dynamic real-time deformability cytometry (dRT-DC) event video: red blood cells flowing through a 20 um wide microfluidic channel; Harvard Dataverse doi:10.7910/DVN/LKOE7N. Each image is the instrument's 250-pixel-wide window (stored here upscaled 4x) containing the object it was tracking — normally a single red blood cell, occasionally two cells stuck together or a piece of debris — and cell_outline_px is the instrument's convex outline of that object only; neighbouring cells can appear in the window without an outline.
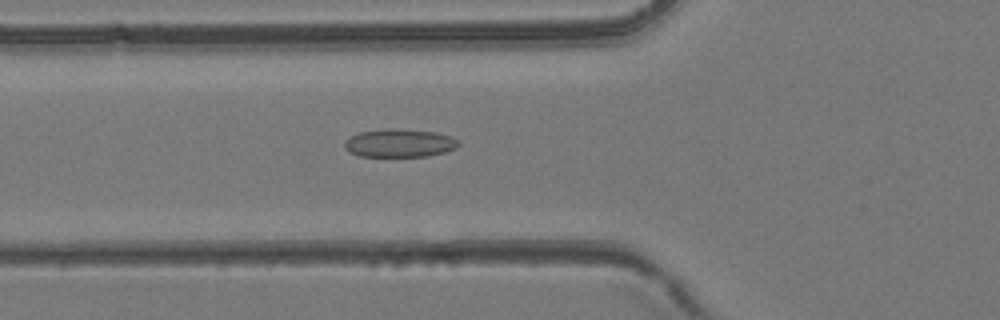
{"species": "common noctule bat (a hibernating species)", "species_latin": "Nyctalus noctula", "temperature_condition": "room temperature", "stored_images_in_passage": 36, "camera_frame_rate_fps": 3000, "um_per_image_px": 0.085, "animal": {"sex": "female", "body_mass_g": 24.6, "forearm_length_mm": 56.2}, "frame": {"image": 1, "passage_image": 16, "time_ms": 5.0, "image_size_px": [1000, 320], "cell_outline_px": [[460, 144], [456, 148], [444, 152], [428, 156], [360, 156], [348, 152], [344, 148], [344, 140], [348, 136], [360, 132], [388, 128], [392, 128], [436, 132], [452, 136], [460, 140]], "centroid_in_image_um": [33.94, 12.15], "position_along_channel_um": 91.9, "area_um2": 18.96}}
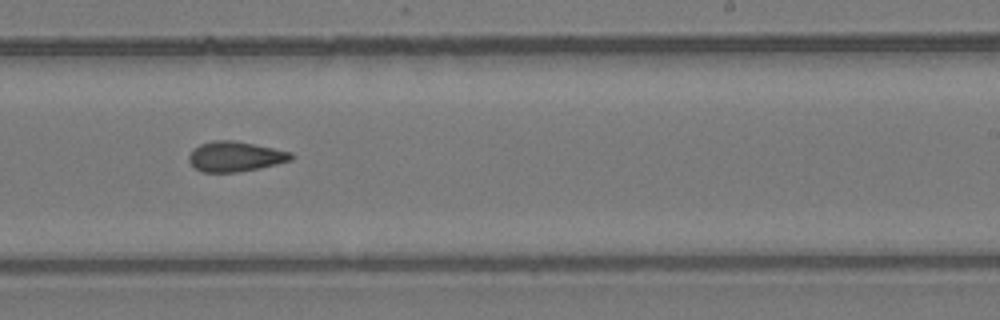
{"frame": {"image": 2, "passage_image": 27, "time_ms": 8.667, "image_size_px": [1000, 320], "cell_outline_px": [[292, 160], [260, 168], [236, 172], [200, 172], [188, 160], [188, 156], [200, 144], [212, 140], [232, 140], [292, 152]], "centroid_in_image_um": [19.98, 13.31], "position_along_channel_um": 269.0, "area_um2": 17.69}}
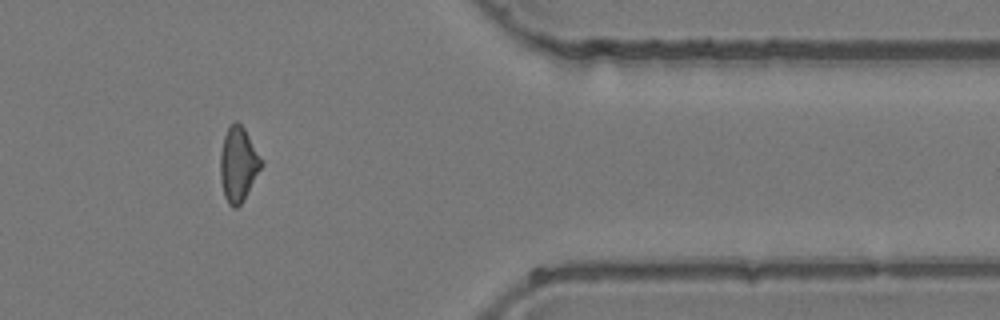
{"frame": {"image": 3, "passage_image": 36, "time_ms": 11.667, "image_size_px": [1000, 320], "cell_outline_px": [[264, 164], [244, 200], [236, 208], [232, 208], [228, 204], [224, 196], [220, 180], [220, 152], [224, 136], [228, 128], [236, 120], [244, 128], [264, 160]], "centroid_in_image_um": [20.27, 13.99], "position_along_channel_um": 391.1, "area_um2": 18.15}}